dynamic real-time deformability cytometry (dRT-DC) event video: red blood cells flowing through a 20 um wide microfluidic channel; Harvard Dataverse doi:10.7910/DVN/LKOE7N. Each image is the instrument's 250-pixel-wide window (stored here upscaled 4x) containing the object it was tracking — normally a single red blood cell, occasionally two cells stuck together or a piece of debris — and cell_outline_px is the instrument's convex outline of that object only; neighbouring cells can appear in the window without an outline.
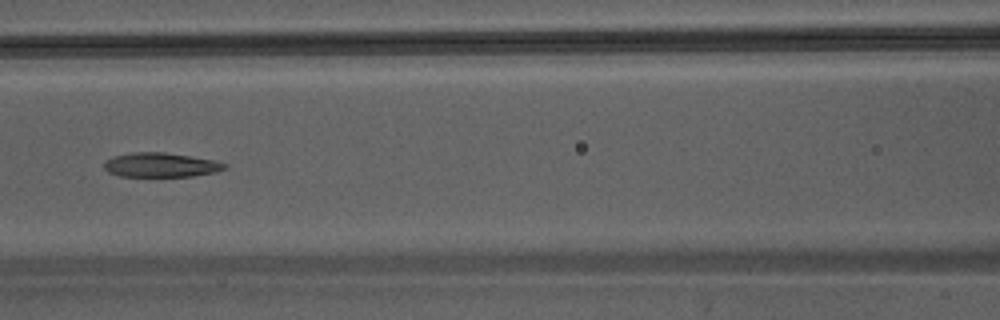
{"species": "Egyptian fruit bat (a non-hibernating species)", "species_latin": "Rousettus aegyptiacus", "temperature_condition": "warm", "stored_images_in_passage": 43, "camera_frame_rate_fps": 3000, "um_per_image_px": 0.085, "animal": {"sex": "male"}, "frame": {"image": 1, "passage_image": 19, "time_ms": 6.0, "image_size_px": [1000, 320], "cell_outline_px": [[228, 168], [216, 172], [192, 176], [120, 176], [108, 172], [104, 168], [104, 160], [112, 156], [132, 152], [164, 152], [212, 160], [228, 164]], "centroid_in_image_um": [13.64, 14.02], "position_along_channel_um": 153.0, "area_um2": 17.11}}